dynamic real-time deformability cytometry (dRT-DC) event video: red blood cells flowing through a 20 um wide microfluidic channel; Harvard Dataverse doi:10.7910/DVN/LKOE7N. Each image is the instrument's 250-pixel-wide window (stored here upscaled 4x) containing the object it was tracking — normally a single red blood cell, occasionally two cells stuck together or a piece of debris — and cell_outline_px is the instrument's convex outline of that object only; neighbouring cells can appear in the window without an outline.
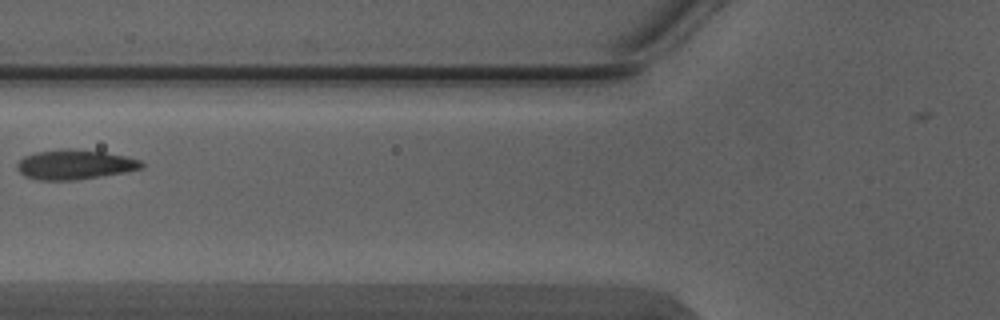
{"species": "Egyptian fruit bat (a non-hibernating species)", "species_latin": "Rousettus aegyptiacus", "temperature_condition": "warm", "stored_images_in_passage": 2, "camera_frame_rate_fps": 3000, "um_per_image_px": 0.085, "animal": {"sex": "male"}, "frame": {"image": 1, "passage_image": 2, "time_ms": 0.333, "image_size_px": [1000, 320], "cell_outline_px": [[144, 168], [124, 172], [76, 180], [40, 180], [24, 176], [16, 168], [16, 164], [24, 156], [36, 152], [104, 152], [124, 156], [140, 160], [144, 164]], "centroid_in_image_um": [6.36, 14.05], "position_along_channel_um": 119.4, "area_um2": 20.46}}